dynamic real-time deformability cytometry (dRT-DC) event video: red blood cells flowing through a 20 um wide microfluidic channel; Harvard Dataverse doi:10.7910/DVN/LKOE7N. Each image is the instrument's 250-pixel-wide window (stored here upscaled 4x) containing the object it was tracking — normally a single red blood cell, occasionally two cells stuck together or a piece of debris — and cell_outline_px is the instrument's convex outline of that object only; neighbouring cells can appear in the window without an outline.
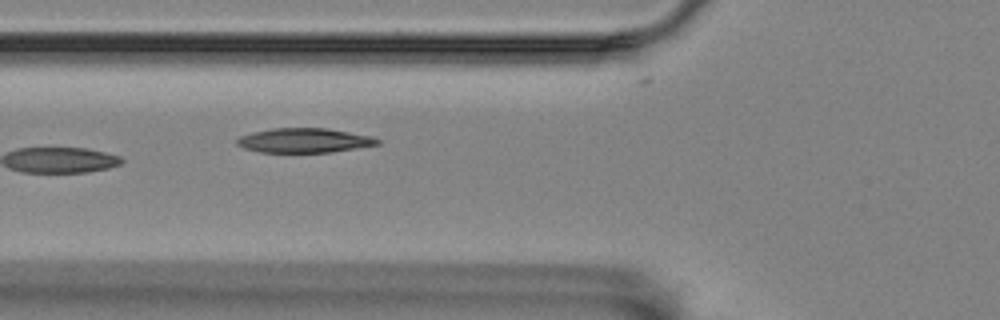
{"species": "Egyptian fruit bat (a non-hibernating species)", "species_latin": "Rousettus aegyptiacus", "temperature_condition": "room temperature", "stored_images_in_passage": 5, "camera_frame_rate_fps": 3000, "um_per_image_px": 0.085, "animal": {"sex": "female"}, "frame": {"image": 1, "passage_image": 5, "time_ms": 1.333, "image_size_px": [1000, 320], "cell_outline_px": [[380, 144], [332, 152], [260, 152], [244, 148], [236, 144], [236, 140], [240, 136], [252, 132], [272, 128], [328, 128], [372, 136], [380, 140]], "centroid_in_image_um": [25.86, 11.93], "position_along_channel_um": 99.9, "area_um2": 20.06}}